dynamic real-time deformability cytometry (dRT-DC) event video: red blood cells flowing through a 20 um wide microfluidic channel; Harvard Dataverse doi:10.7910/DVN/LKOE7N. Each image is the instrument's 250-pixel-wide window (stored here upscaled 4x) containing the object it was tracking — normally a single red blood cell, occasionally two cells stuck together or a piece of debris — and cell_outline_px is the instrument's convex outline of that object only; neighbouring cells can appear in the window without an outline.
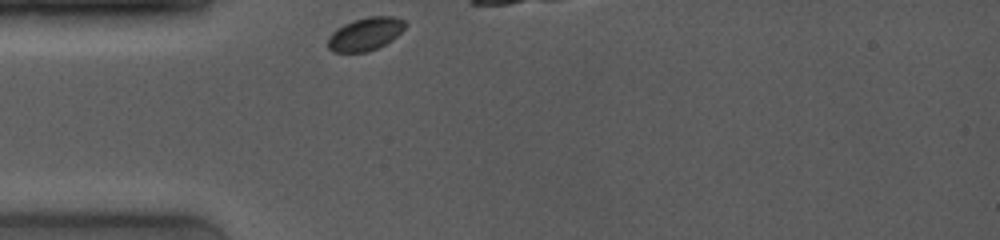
{"species": "common noctule bat (a hibernating species)", "species_latin": "Nyctalus noctula", "temperature_condition": "room temperature", "stored_images_in_passage": 11, "camera_frame_rate_fps": 4000, "um_per_image_px": 0.085, "animal": {"sex": "female", "body_mass_g": 19.0, "forearm_length_mm": 53.3}, "frame": {"image": 1, "passage_image": 1, "time_ms": 0.0, "image_size_px": [1000, 240], "cell_outline_px": [[408, 24], [392, 40], [376, 48], [364, 52], [332, 52], [328, 48], [328, 36], [336, 28], [352, 20], [368, 16], [396, 16], [404, 20]], "centroid_in_image_um": [31.04, 2.87], "position_along_channel_um": 54.0, "area_um2": 14.97}}
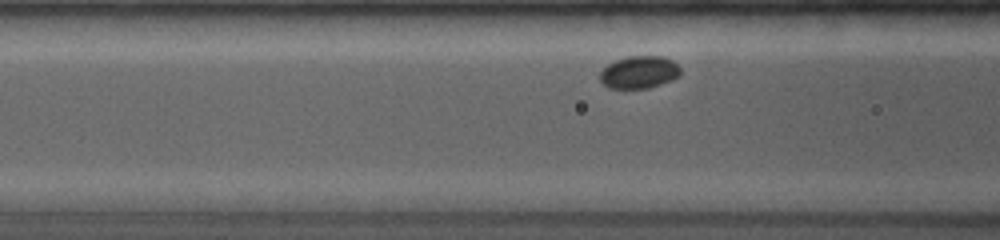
{"frame": {"image": 2, "passage_image": 8, "time_ms": 1.75, "image_size_px": [1000, 240], "cell_outline_px": [[680, 76], [672, 80], [648, 88], [608, 88], [600, 80], [600, 72], [612, 60], [628, 56], [660, 56], [672, 60], [680, 68]], "centroid_in_image_um": [54.32, 6.13], "position_along_channel_um": 112.3, "area_um2": 15.26}}